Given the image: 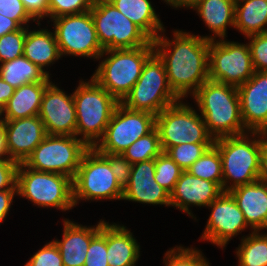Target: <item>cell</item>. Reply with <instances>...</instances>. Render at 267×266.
<instances>
[{
	"label": "cell",
	"mask_w": 267,
	"mask_h": 266,
	"mask_svg": "<svg viewBox=\"0 0 267 266\" xmlns=\"http://www.w3.org/2000/svg\"><path fill=\"white\" fill-rule=\"evenodd\" d=\"M123 15L140 27L152 40L159 33L164 32V27L159 16L149 0H108Z\"/></svg>",
	"instance_id": "27"
},
{
	"label": "cell",
	"mask_w": 267,
	"mask_h": 266,
	"mask_svg": "<svg viewBox=\"0 0 267 266\" xmlns=\"http://www.w3.org/2000/svg\"><path fill=\"white\" fill-rule=\"evenodd\" d=\"M214 143H184L170 147L166 153L183 170L200 158Z\"/></svg>",
	"instance_id": "34"
},
{
	"label": "cell",
	"mask_w": 267,
	"mask_h": 266,
	"mask_svg": "<svg viewBox=\"0 0 267 266\" xmlns=\"http://www.w3.org/2000/svg\"><path fill=\"white\" fill-rule=\"evenodd\" d=\"M222 193L223 190L217 183L195 177L188 171H182L170 194V205L193 217L189 209L191 205L207 207Z\"/></svg>",
	"instance_id": "20"
},
{
	"label": "cell",
	"mask_w": 267,
	"mask_h": 266,
	"mask_svg": "<svg viewBox=\"0 0 267 266\" xmlns=\"http://www.w3.org/2000/svg\"><path fill=\"white\" fill-rule=\"evenodd\" d=\"M63 239L53 240L59 249L64 266H84L91 240L100 232L101 220L96 227L82 226L64 219Z\"/></svg>",
	"instance_id": "21"
},
{
	"label": "cell",
	"mask_w": 267,
	"mask_h": 266,
	"mask_svg": "<svg viewBox=\"0 0 267 266\" xmlns=\"http://www.w3.org/2000/svg\"><path fill=\"white\" fill-rule=\"evenodd\" d=\"M48 135L76 136V110L73 94L69 96L52 81L46 87L39 111Z\"/></svg>",
	"instance_id": "16"
},
{
	"label": "cell",
	"mask_w": 267,
	"mask_h": 266,
	"mask_svg": "<svg viewBox=\"0 0 267 266\" xmlns=\"http://www.w3.org/2000/svg\"><path fill=\"white\" fill-rule=\"evenodd\" d=\"M24 266H64L58 247L52 240L36 252Z\"/></svg>",
	"instance_id": "40"
},
{
	"label": "cell",
	"mask_w": 267,
	"mask_h": 266,
	"mask_svg": "<svg viewBox=\"0 0 267 266\" xmlns=\"http://www.w3.org/2000/svg\"><path fill=\"white\" fill-rule=\"evenodd\" d=\"M163 152L184 143H214L201 115L180 100L156 116Z\"/></svg>",
	"instance_id": "11"
},
{
	"label": "cell",
	"mask_w": 267,
	"mask_h": 266,
	"mask_svg": "<svg viewBox=\"0 0 267 266\" xmlns=\"http://www.w3.org/2000/svg\"><path fill=\"white\" fill-rule=\"evenodd\" d=\"M192 97L214 140L248 132L243 125L236 86L208 79Z\"/></svg>",
	"instance_id": "2"
},
{
	"label": "cell",
	"mask_w": 267,
	"mask_h": 266,
	"mask_svg": "<svg viewBox=\"0 0 267 266\" xmlns=\"http://www.w3.org/2000/svg\"><path fill=\"white\" fill-rule=\"evenodd\" d=\"M259 180L267 183V135L262 133V145L260 151Z\"/></svg>",
	"instance_id": "46"
},
{
	"label": "cell",
	"mask_w": 267,
	"mask_h": 266,
	"mask_svg": "<svg viewBox=\"0 0 267 266\" xmlns=\"http://www.w3.org/2000/svg\"><path fill=\"white\" fill-rule=\"evenodd\" d=\"M166 4L168 3L170 6L175 8L179 7H188L193 6L198 0H164Z\"/></svg>",
	"instance_id": "50"
},
{
	"label": "cell",
	"mask_w": 267,
	"mask_h": 266,
	"mask_svg": "<svg viewBox=\"0 0 267 266\" xmlns=\"http://www.w3.org/2000/svg\"><path fill=\"white\" fill-rule=\"evenodd\" d=\"M28 28L27 26L23 55L50 76L44 67L61 58L55 34L48 29L30 31Z\"/></svg>",
	"instance_id": "25"
},
{
	"label": "cell",
	"mask_w": 267,
	"mask_h": 266,
	"mask_svg": "<svg viewBox=\"0 0 267 266\" xmlns=\"http://www.w3.org/2000/svg\"><path fill=\"white\" fill-rule=\"evenodd\" d=\"M0 14L15 20L21 27H25L30 20L35 21L21 0H0Z\"/></svg>",
	"instance_id": "42"
},
{
	"label": "cell",
	"mask_w": 267,
	"mask_h": 266,
	"mask_svg": "<svg viewBox=\"0 0 267 266\" xmlns=\"http://www.w3.org/2000/svg\"><path fill=\"white\" fill-rule=\"evenodd\" d=\"M243 125L248 132H267V71H255L237 87Z\"/></svg>",
	"instance_id": "17"
},
{
	"label": "cell",
	"mask_w": 267,
	"mask_h": 266,
	"mask_svg": "<svg viewBox=\"0 0 267 266\" xmlns=\"http://www.w3.org/2000/svg\"><path fill=\"white\" fill-rule=\"evenodd\" d=\"M163 152L159 132L155 127L150 133L138 138L122 155L131 163L155 159Z\"/></svg>",
	"instance_id": "32"
},
{
	"label": "cell",
	"mask_w": 267,
	"mask_h": 266,
	"mask_svg": "<svg viewBox=\"0 0 267 266\" xmlns=\"http://www.w3.org/2000/svg\"><path fill=\"white\" fill-rule=\"evenodd\" d=\"M179 100L168 84L164 62L154 52L144 63L139 79L121 104L127 109L157 116Z\"/></svg>",
	"instance_id": "6"
},
{
	"label": "cell",
	"mask_w": 267,
	"mask_h": 266,
	"mask_svg": "<svg viewBox=\"0 0 267 266\" xmlns=\"http://www.w3.org/2000/svg\"><path fill=\"white\" fill-rule=\"evenodd\" d=\"M27 28L7 33L0 37V63L11 61L23 55Z\"/></svg>",
	"instance_id": "36"
},
{
	"label": "cell",
	"mask_w": 267,
	"mask_h": 266,
	"mask_svg": "<svg viewBox=\"0 0 267 266\" xmlns=\"http://www.w3.org/2000/svg\"><path fill=\"white\" fill-rule=\"evenodd\" d=\"M234 17V29L241 31L245 37L267 33V28L265 27L267 26V0L235 1Z\"/></svg>",
	"instance_id": "28"
},
{
	"label": "cell",
	"mask_w": 267,
	"mask_h": 266,
	"mask_svg": "<svg viewBox=\"0 0 267 266\" xmlns=\"http://www.w3.org/2000/svg\"><path fill=\"white\" fill-rule=\"evenodd\" d=\"M261 145L262 132H246L218 138L214 141V146L221 155L223 192H229L238 186L259 180ZM230 181H233L232 184Z\"/></svg>",
	"instance_id": "3"
},
{
	"label": "cell",
	"mask_w": 267,
	"mask_h": 266,
	"mask_svg": "<svg viewBox=\"0 0 267 266\" xmlns=\"http://www.w3.org/2000/svg\"><path fill=\"white\" fill-rule=\"evenodd\" d=\"M130 230L107 222V261L109 266H135L140 247Z\"/></svg>",
	"instance_id": "24"
},
{
	"label": "cell",
	"mask_w": 267,
	"mask_h": 266,
	"mask_svg": "<svg viewBox=\"0 0 267 266\" xmlns=\"http://www.w3.org/2000/svg\"><path fill=\"white\" fill-rule=\"evenodd\" d=\"M254 231L267 229V183L256 181L238 186L228 192Z\"/></svg>",
	"instance_id": "22"
},
{
	"label": "cell",
	"mask_w": 267,
	"mask_h": 266,
	"mask_svg": "<svg viewBox=\"0 0 267 266\" xmlns=\"http://www.w3.org/2000/svg\"><path fill=\"white\" fill-rule=\"evenodd\" d=\"M15 92V88L4 81L0 76V112Z\"/></svg>",
	"instance_id": "47"
},
{
	"label": "cell",
	"mask_w": 267,
	"mask_h": 266,
	"mask_svg": "<svg viewBox=\"0 0 267 266\" xmlns=\"http://www.w3.org/2000/svg\"><path fill=\"white\" fill-rule=\"evenodd\" d=\"M216 41V42H215ZM255 70L249 45L220 40L209 43V79L232 86L248 81Z\"/></svg>",
	"instance_id": "13"
},
{
	"label": "cell",
	"mask_w": 267,
	"mask_h": 266,
	"mask_svg": "<svg viewBox=\"0 0 267 266\" xmlns=\"http://www.w3.org/2000/svg\"><path fill=\"white\" fill-rule=\"evenodd\" d=\"M153 53L152 41L139 48L104 50L99 58L104 55L108 57L101 61L92 78L121 103L139 79L144 63Z\"/></svg>",
	"instance_id": "4"
},
{
	"label": "cell",
	"mask_w": 267,
	"mask_h": 266,
	"mask_svg": "<svg viewBox=\"0 0 267 266\" xmlns=\"http://www.w3.org/2000/svg\"><path fill=\"white\" fill-rule=\"evenodd\" d=\"M110 163L112 173L117 182L124 188L130 179L133 164H131L122 154L101 153Z\"/></svg>",
	"instance_id": "41"
},
{
	"label": "cell",
	"mask_w": 267,
	"mask_h": 266,
	"mask_svg": "<svg viewBox=\"0 0 267 266\" xmlns=\"http://www.w3.org/2000/svg\"><path fill=\"white\" fill-rule=\"evenodd\" d=\"M18 165L13 160H0V191L17 190Z\"/></svg>",
	"instance_id": "43"
},
{
	"label": "cell",
	"mask_w": 267,
	"mask_h": 266,
	"mask_svg": "<svg viewBox=\"0 0 267 266\" xmlns=\"http://www.w3.org/2000/svg\"><path fill=\"white\" fill-rule=\"evenodd\" d=\"M89 148L80 137L47 134L24 164L37 171L59 173L73 180Z\"/></svg>",
	"instance_id": "10"
},
{
	"label": "cell",
	"mask_w": 267,
	"mask_h": 266,
	"mask_svg": "<svg viewBox=\"0 0 267 266\" xmlns=\"http://www.w3.org/2000/svg\"><path fill=\"white\" fill-rule=\"evenodd\" d=\"M90 81V82H89ZM81 81L73 92L76 110V136L94 147L103 137L106 127L119 102L92 77Z\"/></svg>",
	"instance_id": "5"
},
{
	"label": "cell",
	"mask_w": 267,
	"mask_h": 266,
	"mask_svg": "<svg viewBox=\"0 0 267 266\" xmlns=\"http://www.w3.org/2000/svg\"><path fill=\"white\" fill-rule=\"evenodd\" d=\"M252 64L255 71H267V33L247 36Z\"/></svg>",
	"instance_id": "39"
},
{
	"label": "cell",
	"mask_w": 267,
	"mask_h": 266,
	"mask_svg": "<svg viewBox=\"0 0 267 266\" xmlns=\"http://www.w3.org/2000/svg\"><path fill=\"white\" fill-rule=\"evenodd\" d=\"M6 146L11 160L24 163L47 135L39 116L5 120Z\"/></svg>",
	"instance_id": "18"
},
{
	"label": "cell",
	"mask_w": 267,
	"mask_h": 266,
	"mask_svg": "<svg viewBox=\"0 0 267 266\" xmlns=\"http://www.w3.org/2000/svg\"><path fill=\"white\" fill-rule=\"evenodd\" d=\"M29 15L40 26L41 18L48 17V0H21ZM39 20V21H38Z\"/></svg>",
	"instance_id": "44"
},
{
	"label": "cell",
	"mask_w": 267,
	"mask_h": 266,
	"mask_svg": "<svg viewBox=\"0 0 267 266\" xmlns=\"http://www.w3.org/2000/svg\"><path fill=\"white\" fill-rule=\"evenodd\" d=\"M72 186L75 206L80 199L122 200L123 197V188L112 173L109 161L94 147L84 153Z\"/></svg>",
	"instance_id": "8"
},
{
	"label": "cell",
	"mask_w": 267,
	"mask_h": 266,
	"mask_svg": "<svg viewBox=\"0 0 267 266\" xmlns=\"http://www.w3.org/2000/svg\"><path fill=\"white\" fill-rule=\"evenodd\" d=\"M175 248L165 253V266H210L200 250L182 246Z\"/></svg>",
	"instance_id": "35"
},
{
	"label": "cell",
	"mask_w": 267,
	"mask_h": 266,
	"mask_svg": "<svg viewBox=\"0 0 267 266\" xmlns=\"http://www.w3.org/2000/svg\"><path fill=\"white\" fill-rule=\"evenodd\" d=\"M0 160H11L8 155L7 146H6L5 120L2 118H0Z\"/></svg>",
	"instance_id": "49"
},
{
	"label": "cell",
	"mask_w": 267,
	"mask_h": 266,
	"mask_svg": "<svg viewBox=\"0 0 267 266\" xmlns=\"http://www.w3.org/2000/svg\"><path fill=\"white\" fill-rule=\"evenodd\" d=\"M190 8L196 9L215 37H226L227 26L235 27V0H198Z\"/></svg>",
	"instance_id": "26"
},
{
	"label": "cell",
	"mask_w": 267,
	"mask_h": 266,
	"mask_svg": "<svg viewBox=\"0 0 267 266\" xmlns=\"http://www.w3.org/2000/svg\"><path fill=\"white\" fill-rule=\"evenodd\" d=\"M236 255L238 266H267V234L252 231L243 237Z\"/></svg>",
	"instance_id": "30"
},
{
	"label": "cell",
	"mask_w": 267,
	"mask_h": 266,
	"mask_svg": "<svg viewBox=\"0 0 267 266\" xmlns=\"http://www.w3.org/2000/svg\"><path fill=\"white\" fill-rule=\"evenodd\" d=\"M155 159L134 163L122 200L153 205H170V194L154 179Z\"/></svg>",
	"instance_id": "19"
},
{
	"label": "cell",
	"mask_w": 267,
	"mask_h": 266,
	"mask_svg": "<svg viewBox=\"0 0 267 266\" xmlns=\"http://www.w3.org/2000/svg\"><path fill=\"white\" fill-rule=\"evenodd\" d=\"M152 40L154 52L164 62L167 80L180 99L194 94L209 79V43L212 36L175 30L172 41L165 36Z\"/></svg>",
	"instance_id": "1"
},
{
	"label": "cell",
	"mask_w": 267,
	"mask_h": 266,
	"mask_svg": "<svg viewBox=\"0 0 267 266\" xmlns=\"http://www.w3.org/2000/svg\"><path fill=\"white\" fill-rule=\"evenodd\" d=\"M84 266H109L107 261V222L101 220L100 232L91 240Z\"/></svg>",
	"instance_id": "37"
},
{
	"label": "cell",
	"mask_w": 267,
	"mask_h": 266,
	"mask_svg": "<svg viewBox=\"0 0 267 266\" xmlns=\"http://www.w3.org/2000/svg\"><path fill=\"white\" fill-rule=\"evenodd\" d=\"M156 127V116L145 111H133L119 103L94 148L100 153L122 154L138 138Z\"/></svg>",
	"instance_id": "12"
},
{
	"label": "cell",
	"mask_w": 267,
	"mask_h": 266,
	"mask_svg": "<svg viewBox=\"0 0 267 266\" xmlns=\"http://www.w3.org/2000/svg\"><path fill=\"white\" fill-rule=\"evenodd\" d=\"M17 195L39 207L66 211L74 207L72 179L52 172L37 171L20 163L17 168Z\"/></svg>",
	"instance_id": "7"
},
{
	"label": "cell",
	"mask_w": 267,
	"mask_h": 266,
	"mask_svg": "<svg viewBox=\"0 0 267 266\" xmlns=\"http://www.w3.org/2000/svg\"><path fill=\"white\" fill-rule=\"evenodd\" d=\"M182 169L169 157L166 152H162L155 158V181L162 186L169 194L175 188Z\"/></svg>",
	"instance_id": "33"
},
{
	"label": "cell",
	"mask_w": 267,
	"mask_h": 266,
	"mask_svg": "<svg viewBox=\"0 0 267 266\" xmlns=\"http://www.w3.org/2000/svg\"><path fill=\"white\" fill-rule=\"evenodd\" d=\"M50 83L35 82L15 88L14 94L0 112V118L15 120L38 116L43 94ZM2 114L5 117H2Z\"/></svg>",
	"instance_id": "23"
},
{
	"label": "cell",
	"mask_w": 267,
	"mask_h": 266,
	"mask_svg": "<svg viewBox=\"0 0 267 266\" xmlns=\"http://www.w3.org/2000/svg\"><path fill=\"white\" fill-rule=\"evenodd\" d=\"M54 34L62 55L99 59L101 47L90 11L64 15L54 19Z\"/></svg>",
	"instance_id": "14"
},
{
	"label": "cell",
	"mask_w": 267,
	"mask_h": 266,
	"mask_svg": "<svg viewBox=\"0 0 267 266\" xmlns=\"http://www.w3.org/2000/svg\"><path fill=\"white\" fill-rule=\"evenodd\" d=\"M17 190L0 191V223L6 218Z\"/></svg>",
	"instance_id": "45"
},
{
	"label": "cell",
	"mask_w": 267,
	"mask_h": 266,
	"mask_svg": "<svg viewBox=\"0 0 267 266\" xmlns=\"http://www.w3.org/2000/svg\"><path fill=\"white\" fill-rule=\"evenodd\" d=\"M94 0H48V17L79 14L91 10Z\"/></svg>",
	"instance_id": "38"
},
{
	"label": "cell",
	"mask_w": 267,
	"mask_h": 266,
	"mask_svg": "<svg viewBox=\"0 0 267 266\" xmlns=\"http://www.w3.org/2000/svg\"><path fill=\"white\" fill-rule=\"evenodd\" d=\"M21 28L22 27L15 20L0 14V37Z\"/></svg>",
	"instance_id": "48"
},
{
	"label": "cell",
	"mask_w": 267,
	"mask_h": 266,
	"mask_svg": "<svg viewBox=\"0 0 267 266\" xmlns=\"http://www.w3.org/2000/svg\"><path fill=\"white\" fill-rule=\"evenodd\" d=\"M0 65L1 78L14 88L29 83L50 82V76L24 55Z\"/></svg>",
	"instance_id": "29"
},
{
	"label": "cell",
	"mask_w": 267,
	"mask_h": 266,
	"mask_svg": "<svg viewBox=\"0 0 267 266\" xmlns=\"http://www.w3.org/2000/svg\"><path fill=\"white\" fill-rule=\"evenodd\" d=\"M207 207L212 211L201 237L203 240L224 248L232 237L249 227L244 214L228 192H223Z\"/></svg>",
	"instance_id": "15"
},
{
	"label": "cell",
	"mask_w": 267,
	"mask_h": 266,
	"mask_svg": "<svg viewBox=\"0 0 267 266\" xmlns=\"http://www.w3.org/2000/svg\"><path fill=\"white\" fill-rule=\"evenodd\" d=\"M90 12L104 50L139 48L152 41L108 0H94Z\"/></svg>",
	"instance_id": "9"
},
{
	"label": "cell",
	"mask_w": 267,
	"mask_h": 266,
	"mask_svg": "<svg viewBox=\"0 0 267 266\" xmlns=\"http://www.w3.org/2000/svg\"><path fill=\"white\" fill-rule=\"evenodd\" d=\"M187 171L195 177L215 182L222 188L221 155L214 145L198 158Z\"/></svg>",
	"instance_id": "31"
}]
</instances>
